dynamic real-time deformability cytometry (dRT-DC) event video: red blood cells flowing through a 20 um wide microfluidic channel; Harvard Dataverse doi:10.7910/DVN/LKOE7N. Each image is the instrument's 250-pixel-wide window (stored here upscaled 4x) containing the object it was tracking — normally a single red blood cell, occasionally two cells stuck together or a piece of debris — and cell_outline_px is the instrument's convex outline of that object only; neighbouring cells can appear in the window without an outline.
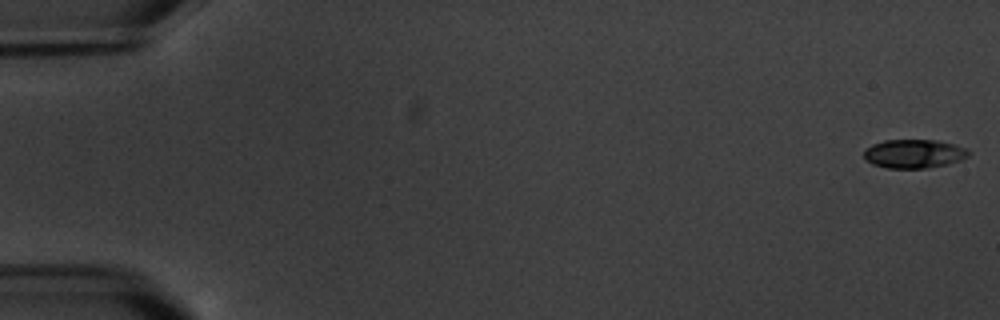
{"species": "common noctule bat (a hibernating species)", "species_latin": "Nyctalus noctula", "temperature_condition": "warm", "stored_images_in_passage": 5, "camera_frame_rate_fps": 3000, "um_per_image_px": 0.085, "animal": {"sex": "male", "body_mass_g": 20.1, "forearm_length_mm": 53.5}, "frame": {"image": 1, "passage_image": 1, "time_ms": 0.0, "image_size_px": [1000, 320], "cell_outline_px": [[972, 152], [968, 156], [960, 160], [948, 164], [924, 168], [888, 168], [872, 164], [864, 160], [864, 148], [872, 144], [884, 140], [936, 140], [952, 144], [964, 148]], "centroid_in_image_um": [77.64, 13.07], "position_along_channel_um": 7.4, "area_um2": 17.57}}
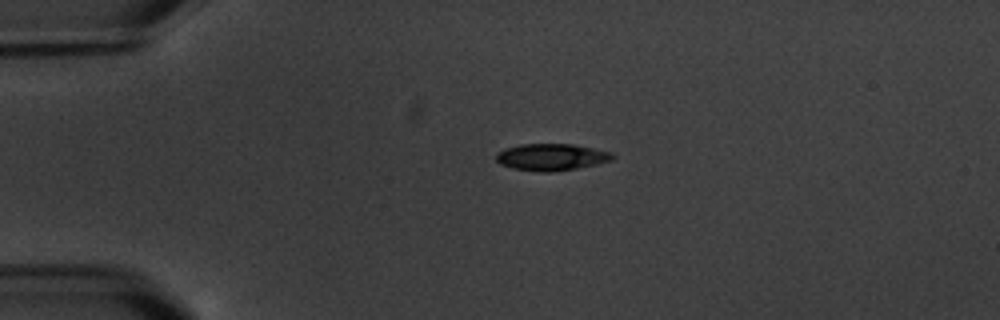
{"frame": {"image": 2, "passage_image": 4, "time_ms": 4.333, "image_size_px": [1000, 320], "cell_outline_px": [[616, 156], [612, 160], [596, 164], [576, 168], [552, 172], [540, 172], [512, 168], [500, 164], [496, 160], [496, 152], [504, 148], [520, 144], [572, 144], [612, 152]], "centroid_in_image_um": [46.84, 13.35], "position_along_channel_um": 38.2, "area_um2": 18.26}}